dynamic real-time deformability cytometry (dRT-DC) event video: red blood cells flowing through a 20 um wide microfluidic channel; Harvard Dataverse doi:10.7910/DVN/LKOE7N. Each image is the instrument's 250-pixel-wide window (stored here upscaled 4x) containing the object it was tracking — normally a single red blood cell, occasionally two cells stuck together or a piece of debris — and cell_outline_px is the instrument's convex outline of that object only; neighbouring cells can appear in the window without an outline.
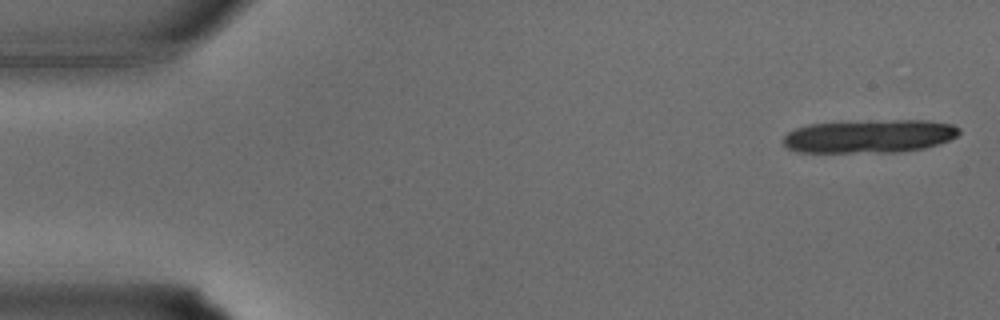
{"species": "common noctule bat (a hibernating species)", "species_latin": "Nyctalus noctula", "temperature_condition": "warm", "stored_images_in_passage": 11, "camera_frame_rate_fps": 3000, "um_per_image_px": 0.085, "animal": {"sex": "male", "body_mass_g": 15.6}, "frame": {"image": 1, "passage_image": 1, "time_ms": 0.0, "image_size_px": [1000, 320], "cell_outline_px": [[960, 132], [956, 136], [948, 140], [924, 148], [896, 152], [796, 152], [788, 148], [784, 144], [784, 136], [788, 132], [796, 128], [808, 124], [872, 120], [928, 120], [952, 124], [960, 128]], "centroid_in_image_um": [73.89, 11.57], "position_along_channel_um": 11.1, "area_um2": 34.16}}